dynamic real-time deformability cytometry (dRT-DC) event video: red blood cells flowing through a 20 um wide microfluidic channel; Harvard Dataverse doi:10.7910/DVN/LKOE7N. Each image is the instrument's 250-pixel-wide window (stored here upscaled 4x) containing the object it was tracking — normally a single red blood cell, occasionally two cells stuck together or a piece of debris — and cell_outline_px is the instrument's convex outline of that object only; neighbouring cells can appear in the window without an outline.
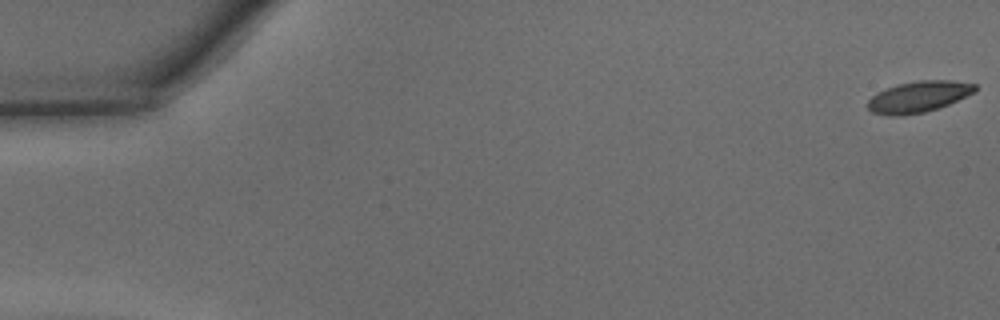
{"species": "common noctule bat (a hibernating species)", "species_latin": "Nyctalus noctula", "temperature_condition": "warm", "stored_images_in_passage": 47, "camera_frame_rate_fps": 3000, "um_per_image_px": 0.085, "animal": {"sex": "male", "body_mass_g": 15.6}, "frame": {"image": 1, "passage_image": 1, "time_ms": 0.0, "image_size_px": [1000, 320], "cell_outline_px": [[976, 92], [948, 104], [924, 112], [904, 116], [888, 116], [872, 112], [868, 108], [868, 100], [876, 92], [900, 84], [920, 80], [948, 80], [976, 84]], "centroid_in_image_um": [78.06, 8.23], "position_along_channel_um": 6.9, "area_um2": 19.36}}
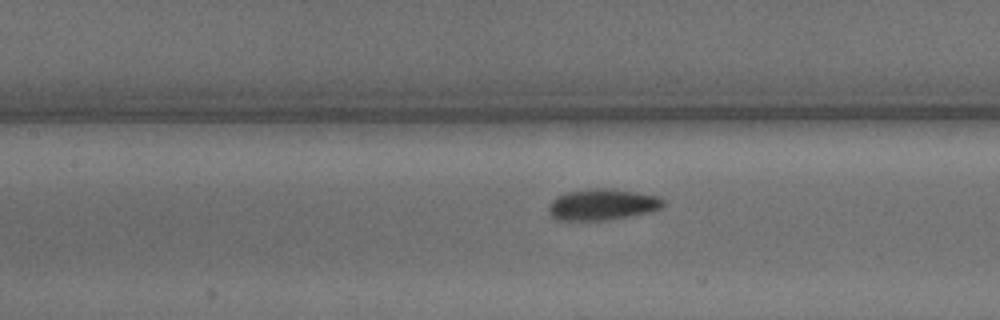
{"frame": {"image": 2, "passage_image": 22, "time_ms": 7.0, "image_size_px": [1000, 320], "cell_outline_px": [[664, 204], [660, 208], [652, 212], [604, 220], [556, 220], [548, 212], [548, 204], [556, 196], [568, 192], [596, 188], [612, 188], [660, 196], [664, 200]], "centroid_in_image_um": [51.2, 17.38], "position_along_channel_um": 156.2, "area_um2": 20.92}}
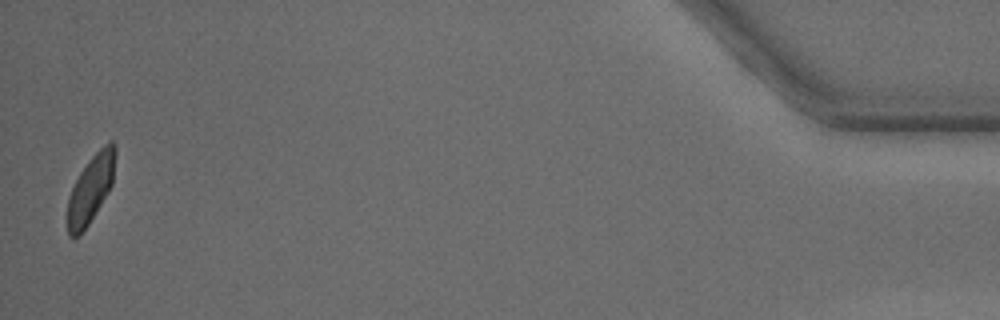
{"frame": {"image": 3, "passage_image": 47, "time_ms": 15.333, "image_size_px": [1000, 320], "cell_outline_px": [[116, 156], [112, 184], [108, 192], [88, 224], [80, 236], [68, 236], [68, 196], [80, 172], [88, 160], [104, 144], [112, 140], [116, 144]], "centroid_in_image_um": [7.73, 16.01], "position_along_channel_um": 427.5, "area_um2": 18.73}, "authors_computed_cell_mechanics": {"area_um2": 20.0566, "velocity_mm_per_s": 4.3103, "shape_relaxation_time_tau1_ms": 5.1059, "shape_relaxation_time_tau2_ms": 4.3053, "deformation_change_tau1": 0.1598, "deformation_change_tau2": 0.0747}}